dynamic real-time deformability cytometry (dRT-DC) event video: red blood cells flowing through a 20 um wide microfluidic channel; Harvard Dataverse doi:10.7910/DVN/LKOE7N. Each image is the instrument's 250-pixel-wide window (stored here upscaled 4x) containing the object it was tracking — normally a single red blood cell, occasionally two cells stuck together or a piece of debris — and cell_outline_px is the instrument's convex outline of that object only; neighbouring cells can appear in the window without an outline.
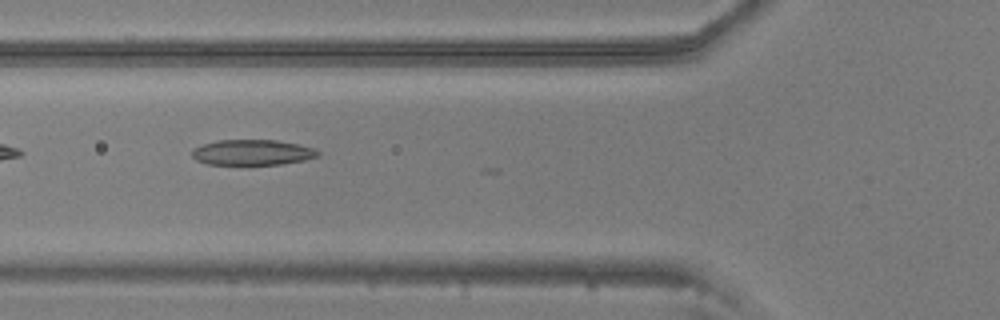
{"species": "common noctule bat (a hibernating species)", "species_latin": "Nyctalus noctula", "temperature_condition": "warm", "stored_images_in_passage": 40, "camera_frame_rate_fps": 3000, "um_per_image_px": 0.085, "animal": {"sex": "male", "body_mass_g": 20.5, "forearm_length_mm": 52.5}, "frame": {"image": 1, "passage_image": 5, "time_ms": 1.333, "image_size_px": [1000, 320], "cell_outline_px": [[320, 156], [304, 160], [280, 164], [208, 164], [196, 160], [192, 156], [192, 148], [216, 140], [276, 140], [316, 148], [320, 152]], "centroid_in_image_um": [21.46, 12.95], "position_along_channel_um": 104.3, "area_um2": 18.67}}
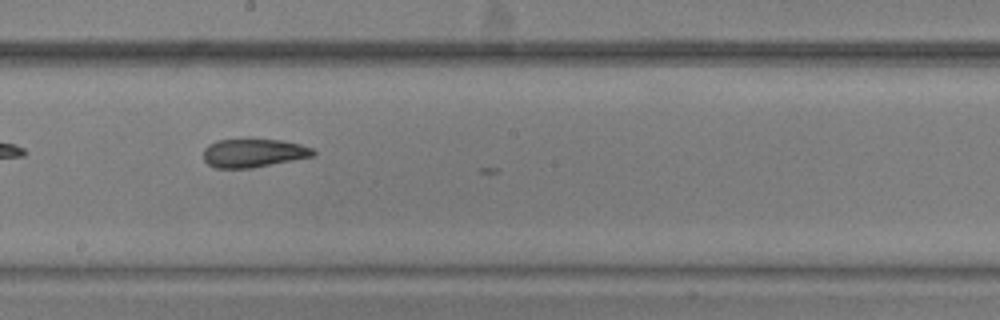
{"frame": {"image": 2, "passage_image": 15, "time_ms": 4.667, "image_size_px": [1000, 320], "cell_outline_px": [[316, 156], [252, 168], [216, 168], [208, 164], [204, 160], [204, 148], [208, 144], [216, 140], [284, 140], [300, 144], [312, 148], [316, 152]], "centroid_in_image_um": [21.57, 13.01], "position_along_channel_um": 226.6, "area_um2": 18.26}}
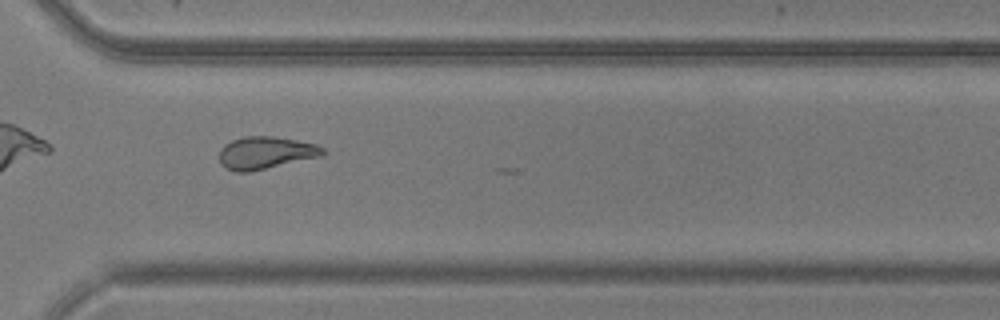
{"frame": {"image": 3, "passage_image": 25, "time_ms": 8.0, "image_size_px": [1000, 320], "cell_outline_px": [[324, 156], [248, 172], [236, 172], [224, 168], [220, 164], [220, 148], [224, 144], [232, 140], [244, 136], [272, 136], [296, 140], [316, 144], [324, 148]], "centroid_in_image_um": [22.57, 12.99], "position_along_channel_um": 348.0, "area_um2": 19.71}, "authors_computed_cell_mechanics": {"area_um2": 19.1896, "velocity_mm_per_s": 3.6448, "shape_relaxation_time_tau1_ms": null, "shape_relaxation_time_tau2_ms": 2.9866, "deformation_change_tau1": null, "deformation_change_tau2": 0.0994}}